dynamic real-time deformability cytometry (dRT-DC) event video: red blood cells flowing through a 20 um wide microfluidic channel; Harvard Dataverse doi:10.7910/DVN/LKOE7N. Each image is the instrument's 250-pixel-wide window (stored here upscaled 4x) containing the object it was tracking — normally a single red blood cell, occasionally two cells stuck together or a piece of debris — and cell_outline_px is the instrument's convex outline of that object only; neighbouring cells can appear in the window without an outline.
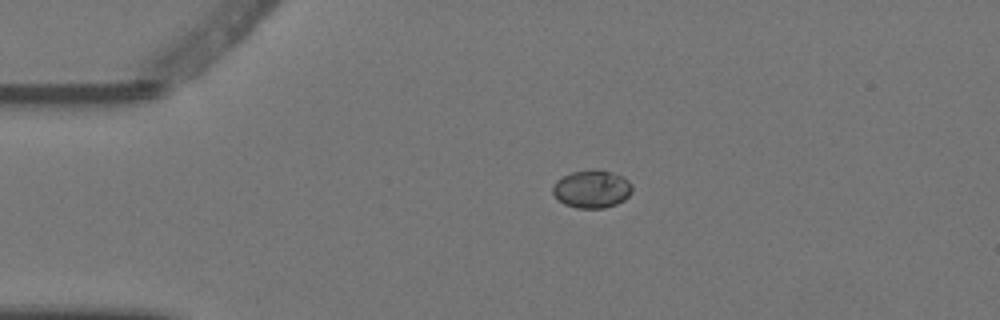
{"species": "Egyptian fruit bat (a non-hibernating species)", "species_latin": "Rousettus aegyptiacus", "temperature_condition": "warm", "stored_images_in_passage": 3, "camera_frame_rate_fps": 3000, "um_per_image_px": 0.085, "animal": {"sex": "female"}, "frame": {"image": 1, "passage_image": 2, "time_ms": 0.333, "image_size_px": [1000, 320], "cell_outline_px": [[632, 192], [624, 200], [616, 204], [604, 208], [576, 208], [564, 204], [552, 192], [552, 188], [556, 180], [572, 172], [592, 168], [596, 168], [624, 176], [632, 184]], "centroid_in_image_um": [50.33, 16.05], "position_along_channel_um": 34.7, "area_um2": 17.69}}